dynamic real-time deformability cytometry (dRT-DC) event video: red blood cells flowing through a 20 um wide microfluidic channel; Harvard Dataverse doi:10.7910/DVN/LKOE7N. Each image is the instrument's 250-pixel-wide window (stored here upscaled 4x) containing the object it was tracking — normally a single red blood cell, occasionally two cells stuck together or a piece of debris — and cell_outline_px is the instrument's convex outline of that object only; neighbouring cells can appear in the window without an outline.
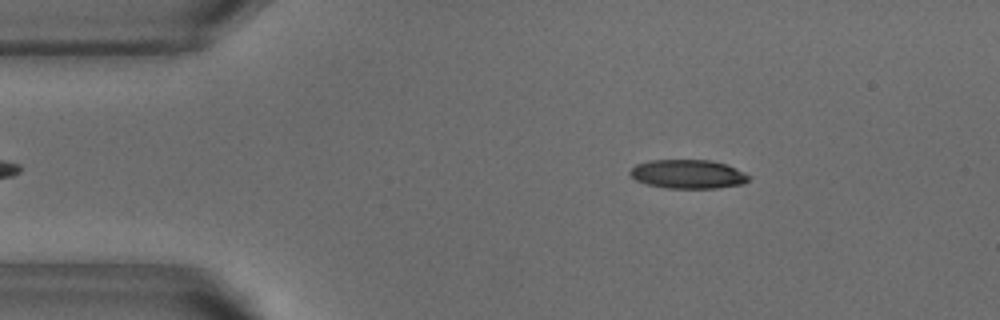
{"species": "common noctule bat (a hibernating species)", "species_latin": "Nyctalus noctula", "temperature_condition": "warm", "stored_images_in_passage": 39, "camera_frame_rate_fps": 3000, "um_per_image_px": 0.085, "animal": {"sex": "male", "body_mass_g": 18.8}, "frame": {"image": 1, "passage_image": 3, "time_ms": 0.667, "image_size_px": [1000, 320], "cell_outline_px": [[752, 176], [744, 184], [716, 188], [664, 188], [648, 184], [636, 180], [628, 172], [636, 164], [652, 160], [708, 160], [724, 164], [744, 172]], "centroid_in_image_um": [58.48, 14.81], "position_along_channel_um": 26.5, "area_um2": 19.88}}
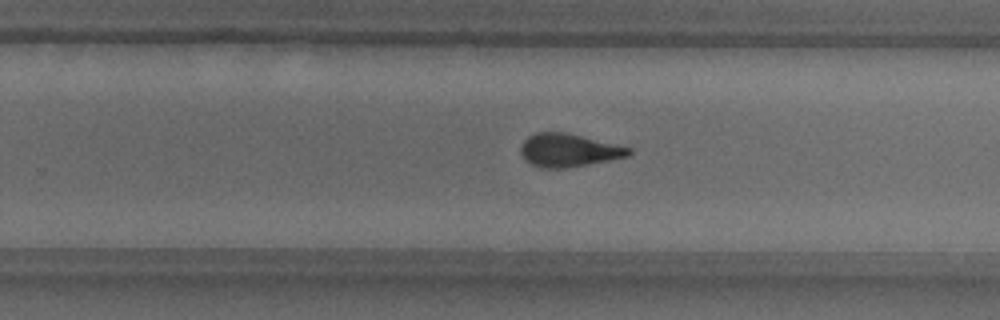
{"frame": {"image": 2, "passage_image": 27, "time_ms": 8.667, "image_size_px": [1000, 320], "cell_outline_px": [[632, 152], [628, 156], [588, 164], [564, 168], [544, 168], [532, 164], [524, 160], [520, 152], [520, 144], [528, 136], [536, 132], [564, 132], [632, 148]], "centroid_in_image_um": [48.29, 12.77], "position_along_channel_um": 281.5, "area_um2": 20.69}}
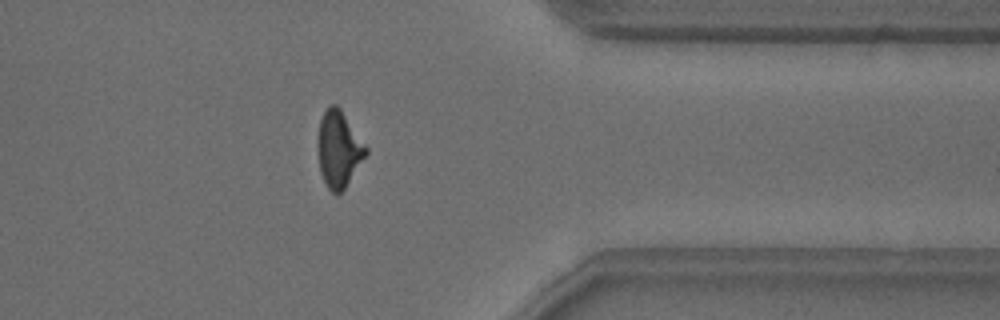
{"frame": {"image": 3, "passage_image": 36, "time_ms": 11.667, "image_size_px": [1000, 320], "cell_outline_px": [[368, 152], [344, 188], [336, 196], [328, 188], [320, 172], [316, 144], [320, 120], [328, 104], [336, 104], [340, 108], [368, 148]], "centroid_in_image_um": [28.76, 12.65], "position_along_channel_um": 382.6, "area_um2": 21.39}, "authors_computed_cell_mechanics": {"area_um2": 21.2704, "velocity_mm_per_s": 3.8445, "shape_relaxation_time_tau1_ms": 4.6204, "shape_relaxation_time_tau2_ms": 1.9467, "deformation_change_tau1": 0.1911, "deformation_change_tau2": 0.1114}}